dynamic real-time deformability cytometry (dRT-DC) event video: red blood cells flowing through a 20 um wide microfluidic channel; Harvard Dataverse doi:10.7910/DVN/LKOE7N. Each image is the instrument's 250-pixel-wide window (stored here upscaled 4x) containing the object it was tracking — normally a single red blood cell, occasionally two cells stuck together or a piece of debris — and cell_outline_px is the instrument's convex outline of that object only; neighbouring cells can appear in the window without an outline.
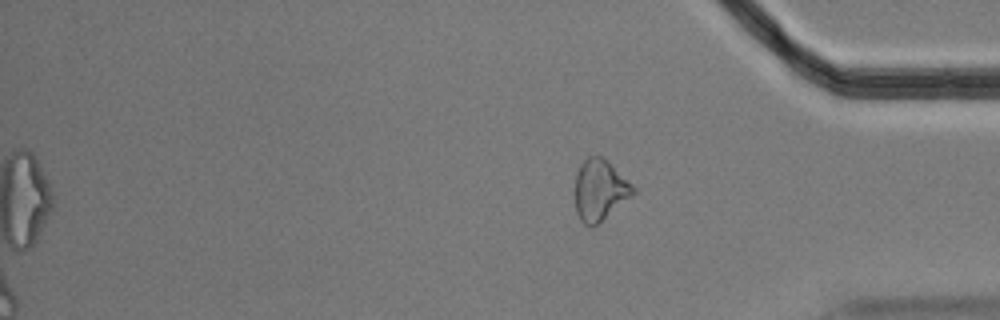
{"species": "Egyptian fruit bat (a non-hibernating species)", "species_latin": "Rousettus aegyptiacus", "temperature_condition": "cold", "stored_images_in_passage": 15, "camera_frame_rate_fps": 3000, "um_per_image_px": 0.085, "animal": {"sex": "male"}, "frame": {"image": 1, "passage_image": 15, "time_ms": 4.667, "image_size_px": [1000, 320], "cell_outline_px": [[636, 192], [592, 228], [588, 228], [580, 220], [576, 212], [576, 172], [580, 164], [588, 156], [600, 156], [612, 164], [636, 188]], "centroid_in_image_um": [50.98, 16.16], "position_along_channel_um": 384.2, "area_um2": 20.52}}